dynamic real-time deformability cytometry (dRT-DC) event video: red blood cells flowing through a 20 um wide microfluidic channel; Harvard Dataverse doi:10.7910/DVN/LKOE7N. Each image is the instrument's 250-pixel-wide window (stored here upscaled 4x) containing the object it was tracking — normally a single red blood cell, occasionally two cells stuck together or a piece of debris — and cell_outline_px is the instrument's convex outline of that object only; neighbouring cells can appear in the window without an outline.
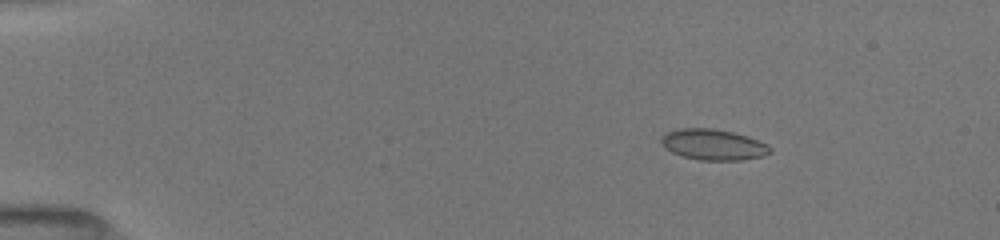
{"species": "common noctule bat (a hibernating species)", "species_latin": "Nyctalus noctula", "temperature_condition": "room temperature", "stored_images_in_passage": 12, "camera_frame_rate_fps": 3000, "um_per_image_px": 0.085, "animal": {"sex": "female", "body_mass_g": 19.5, "forearm_length_mm": 54.1}, "frame": {"image": 1, "passage_image": 4, "time_ms": 2.667, "image_size_px": [1000, 240], "cell_outline_px": [[772, 152], [764, 156], [740, 160], [700, 160], [684, 156], [672, 152], [664, 148], [660, 144], [660, 140], [668, 132], [680, 128], [716, 128], [732, 132], [756, 140], [772, 148]], "centroid_in_image_um": [60.6, 12.29], "position_along_channel_um": 24.4, "area_um2": 19.36}}
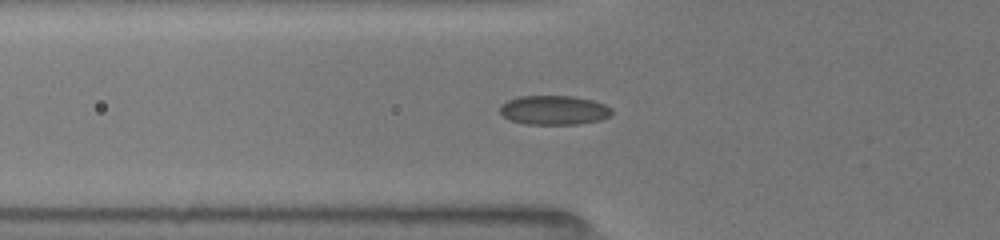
{"frame": {"image": 2, "passage_image": 9, "time_ms": 6.333, "image_size_px": [1000, 240], "cell_outline_px": [[612, 116], [600, 120], [576, 124], [524, 124], [508, 120], [500, 112], [500, 104], [508, 100], [520, 96], [572, 96], [592, 100], [604, 104], [612, 108]], "centroid_in_image_um": [47.08, 9.36], "position_along_channel_um": 78.7, "area_um2": 19.19}}
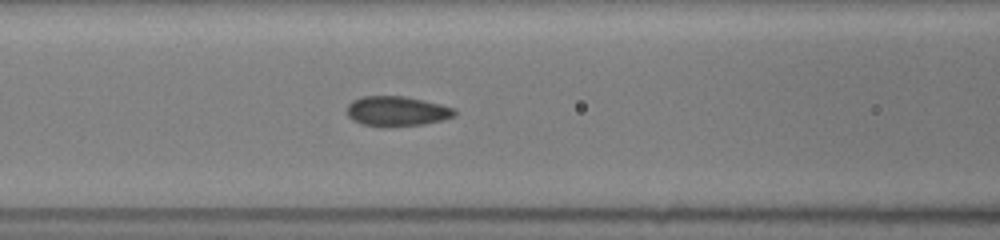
{"frame": {"image": 3, "passage_image": 12, "time_ms": 7.667, "image_size_px": [1000, 240], "cell_outline_px": [[456, 116], [424, 124], [388, 128], [380, 128], [364, 124], [352, 120], [348, 116], [348, 104], [352, 100], [360, 96], [404, 96], [424, 100], [440, 104], [452, 108], [456, 112]], "centroid_in_image_um": [33.7, 9.47], "position_along_channel_um": 132.9, "area_um2": 19.02}}